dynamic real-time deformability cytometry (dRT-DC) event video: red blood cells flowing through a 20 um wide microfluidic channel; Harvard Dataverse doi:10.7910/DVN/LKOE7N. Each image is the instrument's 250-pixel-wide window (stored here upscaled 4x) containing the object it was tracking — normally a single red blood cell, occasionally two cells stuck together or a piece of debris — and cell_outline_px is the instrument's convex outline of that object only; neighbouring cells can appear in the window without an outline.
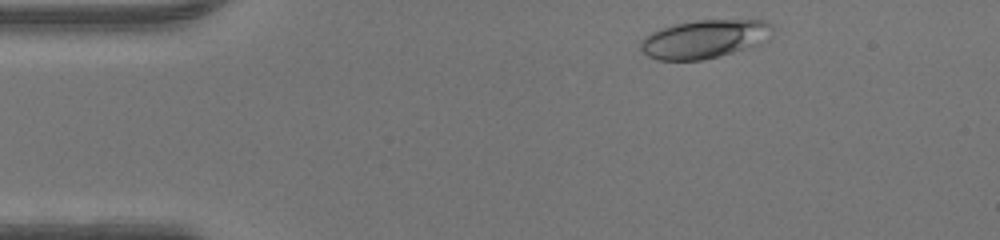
{"species": "human", "species_latin": "Homo sapiens", "temperature_condition": "warm", "stored_images_in_passage": 42, "camera_frame_rate_fps": 3000, "um_per_image_px": 0.085, "donor": {"sex": "male"}, "frame": {"image": 1, "passage_image": 2, "time_ms": 0.333, "image_size_px": [1000, 240], "cell_outline_px": [[772, 36], [768, 40], [760, 44], [720, 56], [700, 60], [656, 60], [648, 56], [640, 48], [640, 40], [644, 36], [660, 28], [676, 24], [696, 20], [764, 20], [772, 24]], "centroid_in_image_um": [59.89, 3.32], "position_along_channel_um": 25.1, "area_um2": 29.71}}
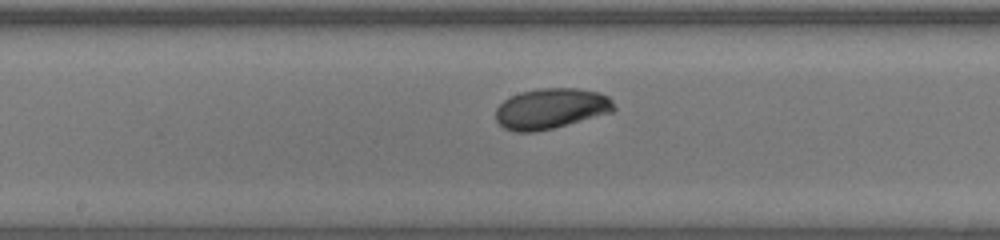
{"frame": {"image": 2, "passage_image": 19, "time_ms": 6.0, "image_size_px": [1000, 240], "cell_outline_px": [[616, 108], [612, 112], [552, 128], [532, 132], [516, 132], [504, 128], [496, 120], [496, 108], [504, 100], [520, 92], [540, 88], [576, 88], [600, 92], [608, 96], [612, 100]], "centroid_in_image_um": [46.84, 9.22], "position_along_channel_um": 201.4, "area_um2": 27.8}}
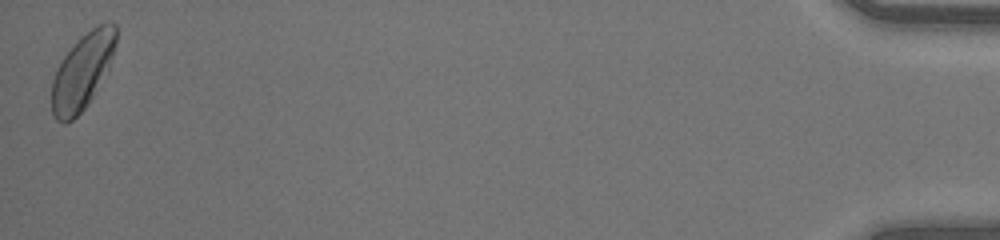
{"frame": {"image": 3, "passage_image": 42, "time_ms": 13.667, "image_size_px": [1000, 240], "cell_outline_px": [[116, 44], [108, 68], [92, 96], [84, 108], [72, 120], [64, 124], [56, 120], [52, 112], [52, 80], [64, 56], [92, 28], [100, 24], [116, 24]], "centroid_in_image_um": [6.99, 6.12], "position_along_channel_um": 428.2, "area_um2": 27.28}}